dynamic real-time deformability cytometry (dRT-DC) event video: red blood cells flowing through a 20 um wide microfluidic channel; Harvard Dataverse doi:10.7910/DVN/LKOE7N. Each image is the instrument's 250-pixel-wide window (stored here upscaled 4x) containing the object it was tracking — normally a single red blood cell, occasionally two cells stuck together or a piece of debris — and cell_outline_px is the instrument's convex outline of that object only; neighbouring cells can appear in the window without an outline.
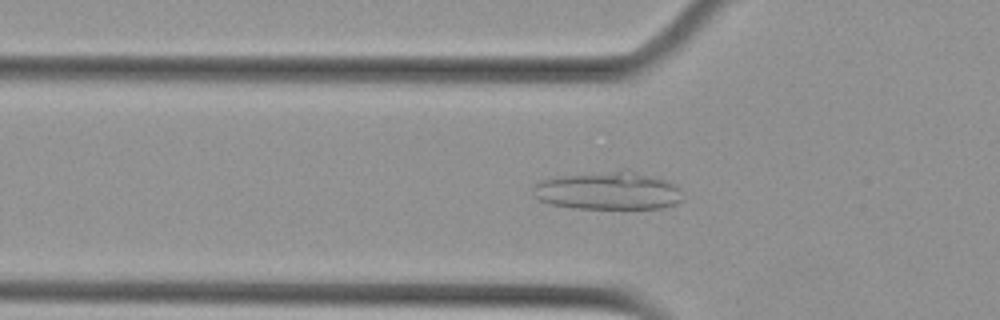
{"species": "Egyptian fruit bat (a non-hibernating species)", "species_latin": "Rousettus aegyptiacus", "temperature_condition": "cold", "stored_images_in_passage": 52, "camera_frame_rate_fps": 3000, "um_per_image_px": 0.085, "animal": {"sex": "female"}, "frame": {"image": 1, "passage_image": 15, "time_ms": 4.667, "image_size_px": [1000, 320], "cell_outline_px": [[680, 200], [676, 204], [664, 208], [572, 208], [552, 204], [540, 200], [532, 196], [532, 188], [540, 180], [560, 176], [620, 168], [628, 168], [676, 184], [680, 188]], "centroid_in_image_um": [51.68, 16.18], "position_along_channel_um": 74.1, "area_um2": 33.64}}
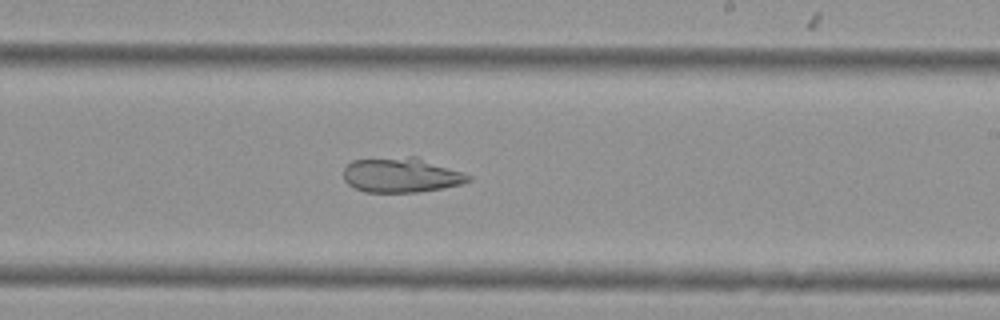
{"frame": {"image": 2, "passage_image": 30, "time_ms": 9.667, "image_size_px": [1000, 320], "cell_outline_px": [[472, 180], [460, 184], [444, 188], [420, 192], [364, 192], [348, 184], [344, 180], [344, 168], [352, 160], [408, 156], [416, 156], [464, 172], [472, 176]], "centroid_in_image_um": [34.14, 14.88], "position_along_channel_um": 254.9, "area_um2": 25.55}}
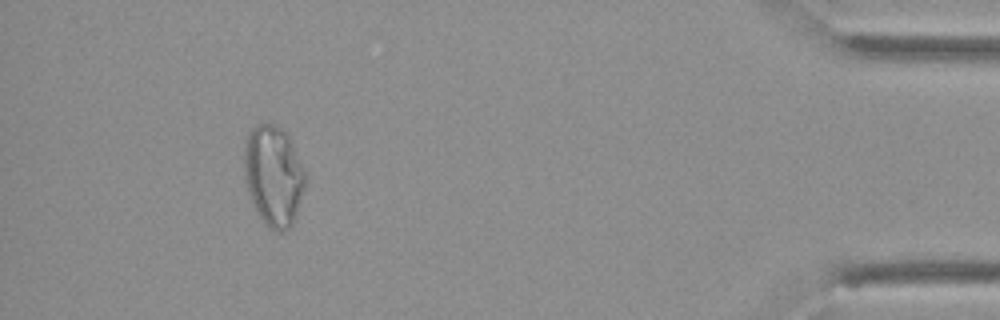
{"frame": {"image": 3, "passage_image": 48, "time_ms": 15.667, "image_size_px": [1000, 320], "cell_outline_px": [[304, 188], [296, 216], [292, 224], [284, 232], [276, 232], [260, 216], [248, 192], [244, 180], [244, 144], [248, 132], [256, 124], [272, 124], [288, 132], [304, 172]], "centroid_in_image_um": [23.23, 14.89], "position_along_channel_um": 412.0, "area_um2": 35.49}}